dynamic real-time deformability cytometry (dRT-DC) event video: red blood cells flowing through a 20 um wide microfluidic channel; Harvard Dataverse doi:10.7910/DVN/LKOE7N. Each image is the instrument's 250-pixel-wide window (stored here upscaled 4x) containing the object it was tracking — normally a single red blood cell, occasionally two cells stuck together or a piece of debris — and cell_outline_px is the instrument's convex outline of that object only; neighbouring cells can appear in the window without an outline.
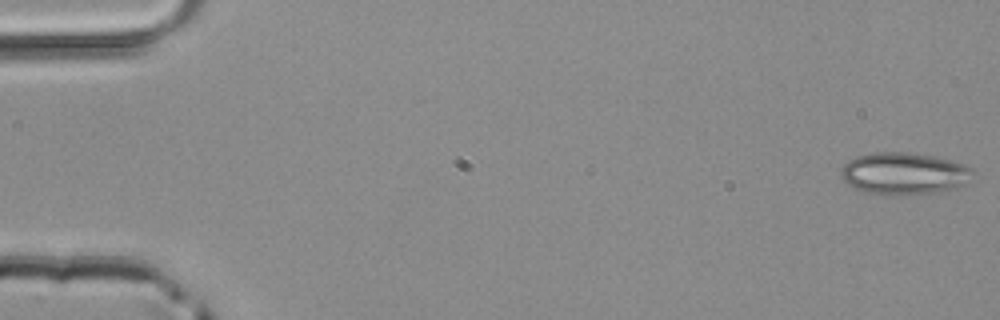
{"species": "common noctule bat (a hibernating species)", "species_latin": "Nyctalus noctula", "temperature_condition": "room temperature", "stored_images_in_passage": 50, "camera_frame_rate_fps": 3000, "um_per_image_px": 0.085, "animal": {"sex": "male", "body_mass_g": 20.4}, "frame": {"image": 1, "passage_image": 1, "time_ms": 0.0, "image_size_px": [1000, 320], "cell_outline_px": [[972, 172], [964, 184], [960, 188], [936, 192], [896, 196], [868, 192], [856, 188], [848, 184], [840, 176], [840, 168], [848, 160], [856, 156], [872, 152], [904, 152], [936, 156], [964, 164], [972, 168]], "centroid_in_image_um": [76.82, 14.74], "position_along_channel_um": 8.2, "area_um2": 32.43}}
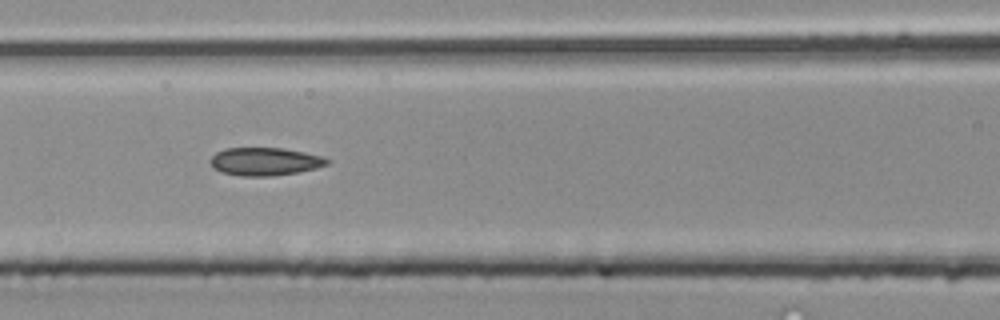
{"frame": {"image": 2, "passage_image": 22, "time_ms": 7.0, "image_size_px": [1000, 320], "cell_outline_px": [[332, 160], [328, 164], [316, 168], [300, 172], [272, 176], [240, 176], [224, 172], [216, 168], [208, 160], [216, 152], [224, 148], [284, 148], [324, 156]], "centroid_in_image_um": [22.57, 13.72], "position_along_channel_um": 144.0, "area_um2": 19.13}}
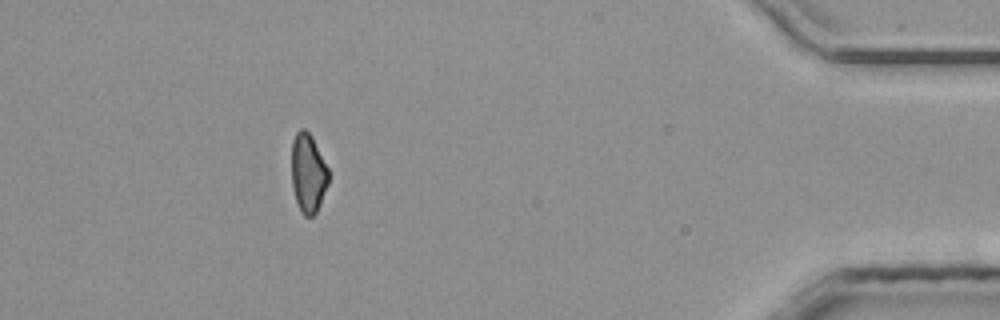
{"frame": {"image": 3, "passage_image": 45, "time_ms": 14.667, "image_size_px": [1000, 320], "cell_outline_px": [[328, 184], [320, 204], [316, 212], [312, 216], [304, 216], [300, 212], [292, 188], [292, 140], [296, 132], [300, 128], [304, 128], [312, 136], [328, 168]], "centroid_in_image_um": [26.18, 14.71], "position_along_channel_um": 409.0, "area_um2": 17.05}}